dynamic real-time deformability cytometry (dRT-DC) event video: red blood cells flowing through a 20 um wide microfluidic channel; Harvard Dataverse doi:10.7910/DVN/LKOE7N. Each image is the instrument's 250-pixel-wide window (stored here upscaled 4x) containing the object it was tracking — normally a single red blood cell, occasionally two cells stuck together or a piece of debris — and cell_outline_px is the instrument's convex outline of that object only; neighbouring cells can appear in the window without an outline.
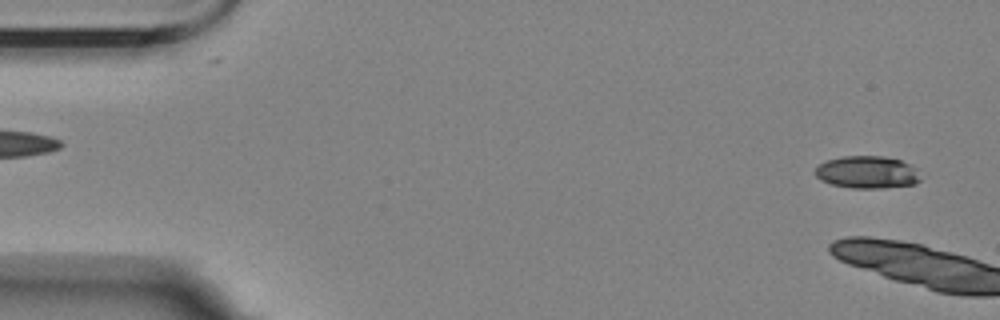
{"species": "Egyptian fruit bat (a non-hibernating species)", "species_latin": "Rousettus aegyptiacus", "temperature_condition": "room temperature", "stored_images_in_passage": 5, "camera_frame_rate_fps": 3000, "um_per_image_px": 0.085, "animal": {"sex": "female"}, "frame": {"image": 1, "passage_image": 2, "time_ms": 0.333, "image_size_px": [1000, 320], "cell_outline_px": [[920, 180], [916, 184], [884, 188], [852, 188], [832, 184], [820, 180], [816, 176], [816, 168], [820, 164], [828, 160], [844, 156], [880, 156], [900, 160], [908, 164], [912, 168]], "centroid_in_image_um": [73.67, 14.65], "position_along_channel_um": 11.3, "area_um2": 19.48}}